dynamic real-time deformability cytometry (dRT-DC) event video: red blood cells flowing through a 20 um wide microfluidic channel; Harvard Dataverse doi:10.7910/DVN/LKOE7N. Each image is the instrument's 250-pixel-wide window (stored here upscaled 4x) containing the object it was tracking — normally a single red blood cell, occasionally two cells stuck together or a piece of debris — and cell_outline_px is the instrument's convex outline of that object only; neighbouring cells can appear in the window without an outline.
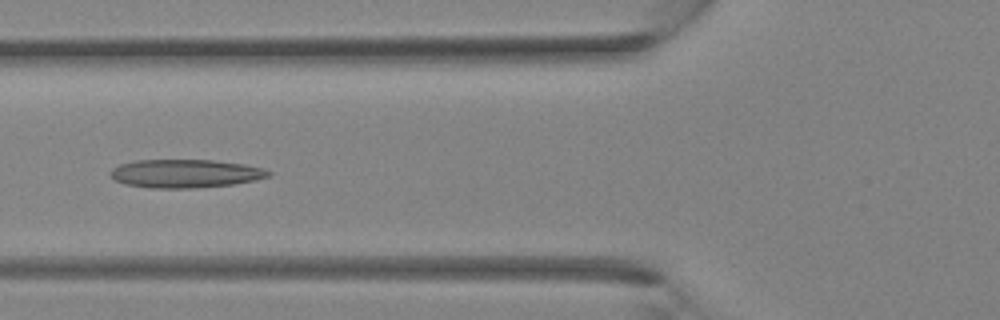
{"species": "Egyptian fruit bat (a non-hibernating species)", "species_latin": "Rousettus aegyptiacus", "temperature_condition": "room temperature", "stored_images_in_passage": 37, "segment_of_instrument_passage": [1, 2], "camera_frame_rate_fps": 3000, "um_per_image_px": 0.085, "animal": {"sex": "female"}, "frame": {"image": 1, "passage_image": 14, "time_ms": 4.333, "image_size_px": [1000, 320], "cell_outline_px": [[272, 176], [256, 180], [232, 184], [192, 188], [148, 188], [124, 184], [116, 180], [108, 172], [112, 168], [120, 164], [136, 160], [212, 160], [244, 164], [264, 168], [272, 172]], "centroid_in_image_um": [15.76, 14.75], "position_along_channel_um": 110.0, "area_um2": 26.24}}
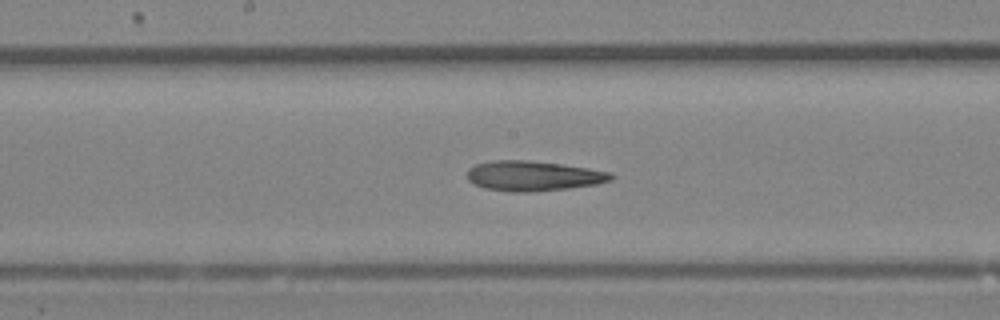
{"frame": {"image": 2, "passage_image": 19, "time_ms": 6.0, "image_size_px": [1000, 320], "cell_outline_px": [[616, 176], [612, 180], [596, 184], [568, 188], [528, 192], [512, 192], [484, 188], [472, 184], [468, 180], [468, 168], [476, 164], [492, 160], [528, 160], [560, 164], [588, 168], [612, 172]], "centroid_in_image_um": [45.32, 14.95], "position_along_channel_um": 202.9, "area_um2": 25.26}}
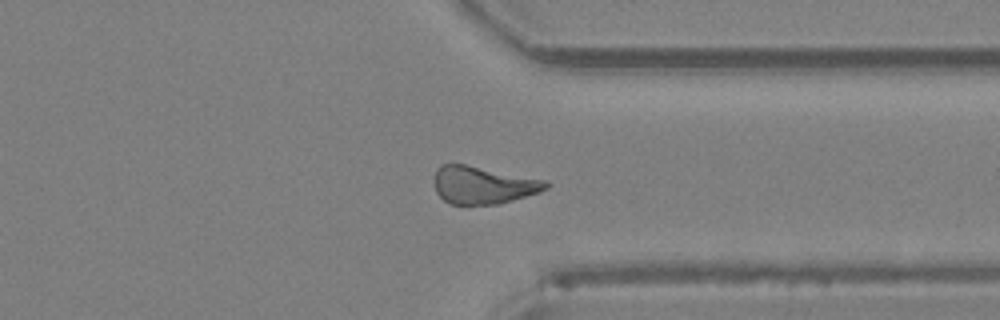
{"frame": {"image": 3, "passage_image": 28, "time_ms": 9.0, "image_size_px": [1000, 320], "cell_outline_px": [[548, 188], [540, 192], [500, 204], [448, 204], [436, 192], [432, 180], [432, 176], [436, 168], [440, 164], [464, 164], [548, 180]], "centroid_in_image_um": [41.03, 15.72], "position_along_channel_um": 370.4, "area_um2": 24.8}}